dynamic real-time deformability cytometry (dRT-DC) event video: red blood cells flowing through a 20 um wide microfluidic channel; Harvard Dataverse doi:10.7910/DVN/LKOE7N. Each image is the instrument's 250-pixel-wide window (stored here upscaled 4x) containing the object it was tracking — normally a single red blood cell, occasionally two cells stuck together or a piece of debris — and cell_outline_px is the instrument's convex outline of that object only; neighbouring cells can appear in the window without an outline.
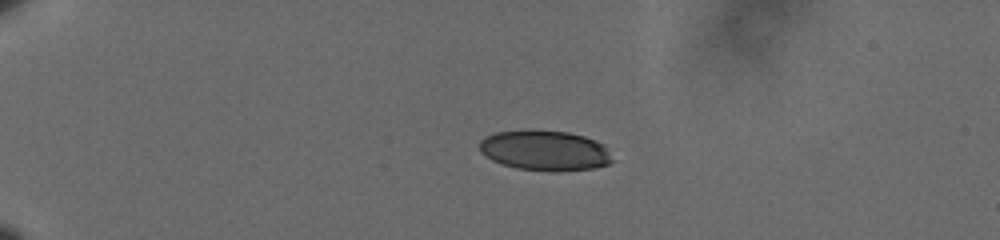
{"species": "human", "species_latin": "Homo sapiens", "temperature_condition": "cold", "stored_images_in_passage": 45, "camera_frame_rate_fps": 3000, "um_per_image_px": 0.085, "donor": {"sex": "male"}, "frame": {"image": 1, "passage_image": 1, "time_ms": 0.0, "image_size_px": [1000, 240], "cell_outline_px": [[616, 160], [608, 164], [596, 168], [560, 172], [556, 172], [516, 168], [500, 164], [492, 160], [480, 152], [480, 140], [484, 136], [496, 132], [524, 128], [532, 128], [568, 132], [584, 136], [596, 140], [604, 144]], "centroid_in_image_um": [46.33, 12.77], "position_along_channel_um": 38.7, "area_um2": 32.19}}
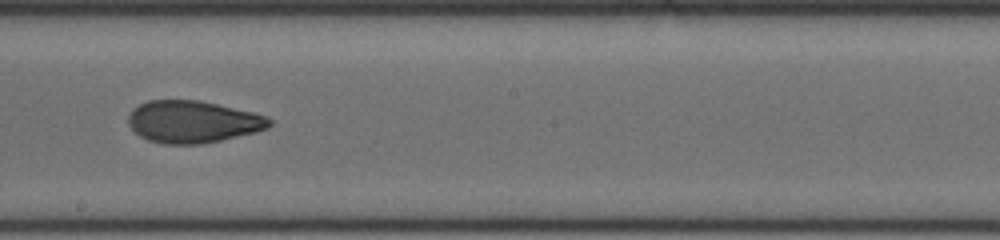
{"frame": {"image": 2, "passage_image": 23, "time_ms": 7.333, "image_size_px": [1000, 240], "cell_outline_px": [[272, 124], [268, 128], [256, 132], [220, 140], [200, 144], [164, 144], [148, 140], [140, 136], [128, 124], [128, 116], [132, 108], [148, 100], [200, 100], [252, 112], [268, 116], [272, 120]], "centroid_in_image_um": [16.39, 10.34], "position_along_channel_um": 231.8, "area_um2": 34.68}}
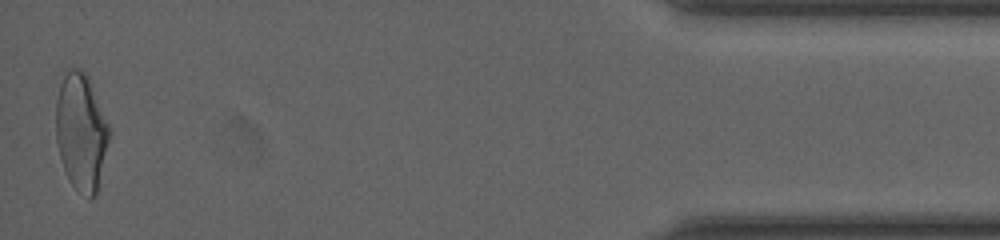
{"frame": {"image": 3, "passage_image": 45, "time_ms": 14.667, "image_size_px": [1000, 240], "cell_outline_px": [[108, 140], [96, 196], [88, 200], [68, 180], [60, 156], [56, 140], [56, 100], [60, 84], [64, 76], [72, 68], [80, 68], [88, 76], [108, 124]], "centroid_in_image_um": [6.88, 11.23], "position_along_channel_um": 428.3, "area_um2": 35.78}, "authors_computed_cell_mechanics": {"area_um2": 34.4488, "velocity_mm_per_s": 3.6202, "shape_relaxation_time_tau1_ms": null, "shape_relaxation_time_tau2_ms": 1.7671, "deformation_change_tau1": null, "deformation_change_tau2": 0.0802}}